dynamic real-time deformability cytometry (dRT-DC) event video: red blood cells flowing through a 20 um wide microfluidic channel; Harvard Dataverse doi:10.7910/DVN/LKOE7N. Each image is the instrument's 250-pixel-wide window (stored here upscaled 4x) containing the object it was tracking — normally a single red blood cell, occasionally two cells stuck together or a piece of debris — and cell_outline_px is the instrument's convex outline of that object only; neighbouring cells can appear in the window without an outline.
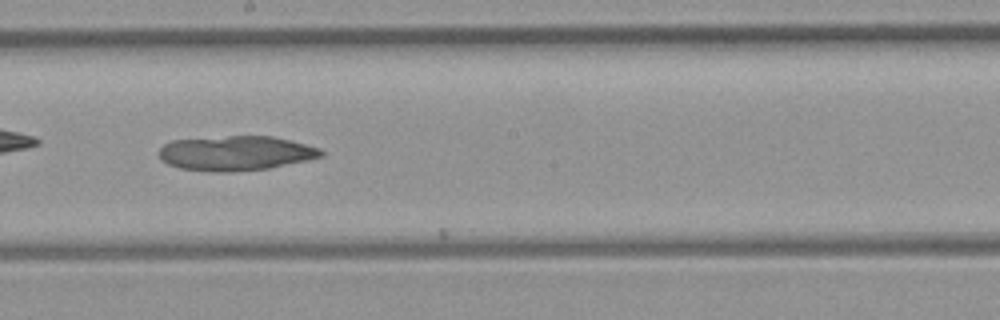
{"species": "common noctule bat (a hibernating species)", "species_latin": "Nyctalus noctula", "temperature_condition": "room temperature", "stored_images_in_passage": 20, "camera_frame_rate_fps": 3000, "um_per_image_px": 0.085, "animal": {"sex": "female", "body_mass_g": 21.9}, "frame": {"image": 1, "passage_image": 19, "time_ms": 6.0, "image_size_px": [1000, 320], "cell_outline_px": [[324, 156], [268, 168], [228, 172], [212, 172], [180, 168], [168, 164], [160, 160], [160, 148], [164, 144], [172, 140], [228, 136], [272, 136], [320, 148], [324, 152]], "centroid_in_image_um": [20.01, 13.02], "position_along_channel_um": 228.2, "area_um2": 32.54}}